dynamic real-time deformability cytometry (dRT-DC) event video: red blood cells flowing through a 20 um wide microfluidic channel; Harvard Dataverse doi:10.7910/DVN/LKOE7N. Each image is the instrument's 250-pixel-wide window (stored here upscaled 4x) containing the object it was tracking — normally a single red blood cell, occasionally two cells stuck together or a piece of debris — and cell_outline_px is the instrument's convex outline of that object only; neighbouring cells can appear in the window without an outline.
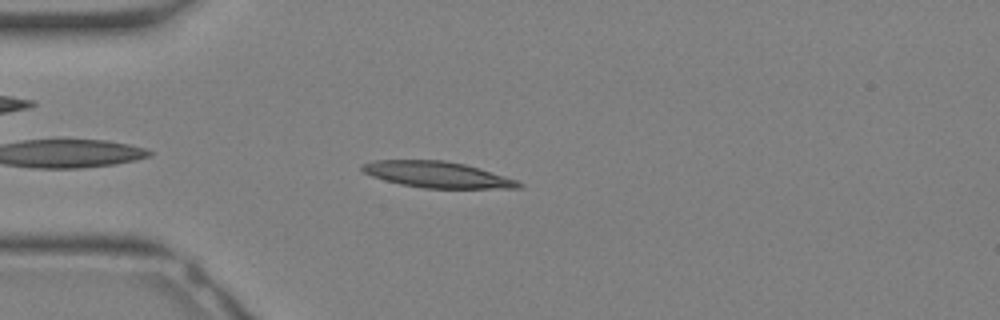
{"species": "Egyptian fruit bat (a non-hibernating species)", "species_latin": "Rousettus aegyptiacus", "temperature_condition": "warm", "stored_images_in_passage": 16, "camera_frame_rate_fps": 3000, "um_per_image_px": 0.085, "animal": {"sex": "female"}, "frame": {"image": 1, "passage_image": 3, "time_ms": 0.667, "image_size_px": [1000, 320], "cell_outline_px": [[524, 188], [424, 188], [400, 184], [384, 180], [372, 176], [364, 172], [360, 168], [360, 164], [376, 160], [444, 160], [464, 164], [480, 168], [516, 180], [524, 184]], "centroid_in_image_um": [37.16, 14.84], "position_along_channel_um": 47.8, "area_um2": 23.81}}
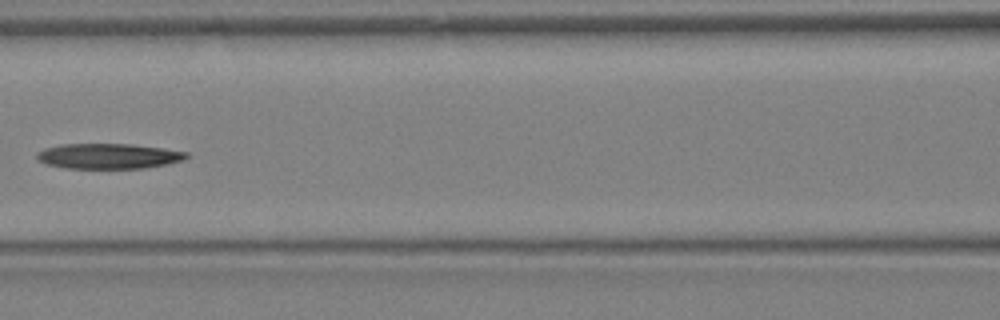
{"frame": {"image": 2, "passage_image": 9, "time_ms": 2.667, "image_size_px": [1000, 320], "cell_outline_px": [[188, 156], [184, 160], [168, 164], [144, 168], [68, 168], [48, 164], [36, 160], [36, 152], [44, 148], [60, 144], [132, 144], [164, 148], [188, 152]], "centroid_in_image_um": [9.22, 13.26], "position_along_channel_um": 157.4, "area_um2": 22.14}}
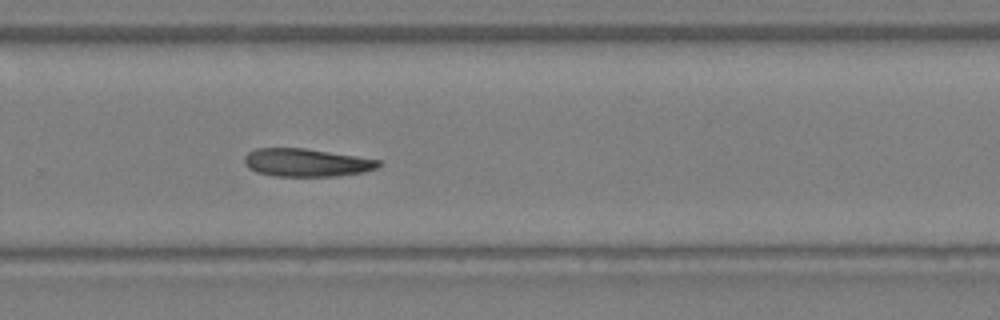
{"frame": {"image": 3, "passage_image": 16, "time_ms": 5.0, "image_size_px": [1000, 320], "cell_outline_px": [[384, 164], [376, 168], [364, 172], [336, 176], [276, 176], [256, 172], [248, 168], [244, 164], [244, 156], [248, 152], [256, 148], [304, 148], [356, 156], [380, 160]], "centroid_in_image_um": [26.04, 13.82], "position_along_channel_um": 303.8, "area_um2": 21.96}}